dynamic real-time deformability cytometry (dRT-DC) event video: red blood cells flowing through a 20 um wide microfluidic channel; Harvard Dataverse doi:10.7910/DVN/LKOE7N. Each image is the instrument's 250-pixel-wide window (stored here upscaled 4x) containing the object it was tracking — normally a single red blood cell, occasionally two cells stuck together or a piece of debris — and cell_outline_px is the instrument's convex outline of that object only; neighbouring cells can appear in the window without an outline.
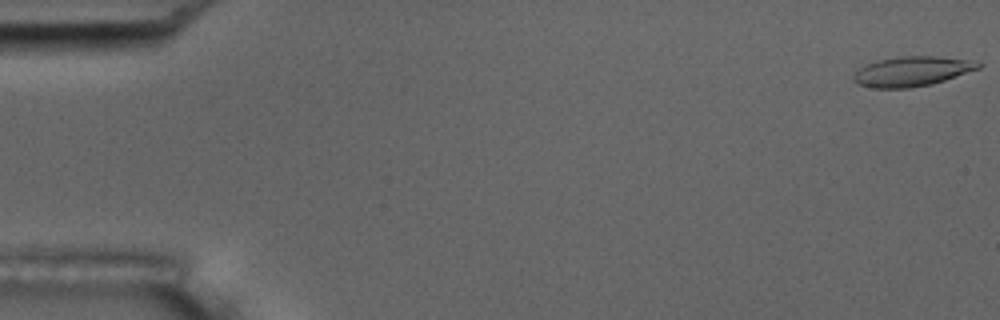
{"species": "common noctule bat (a hibernating species)", "species_latin": "Nyctalus noctula", "temperature_condition": "room temperature", "stored_images_in_passage": 5, "camera_frame_rate_fps": 3000, "um_per_image_px": 0.085, "animal": {"sex": "male", "body_mass_g": 17.5, "forearm_length_mm": 52.3}, "frame": {"image": 1, "passage_image": 1, "time_ms": 0.0, "image_size_px": [1000, 320], "cell_outline_px": [[984, 64], [980, 68], [932, 84], [908, 88], [876, 88], [856, 84], [852, 80], [852, 76], [860, 68], [876, 60], [900, 56], [936, 56], [968, 60]], "centroid_in_image_um": [77.49, 6.07], "position_along_channel_um": 7.5, "area_um2": 21.56}}
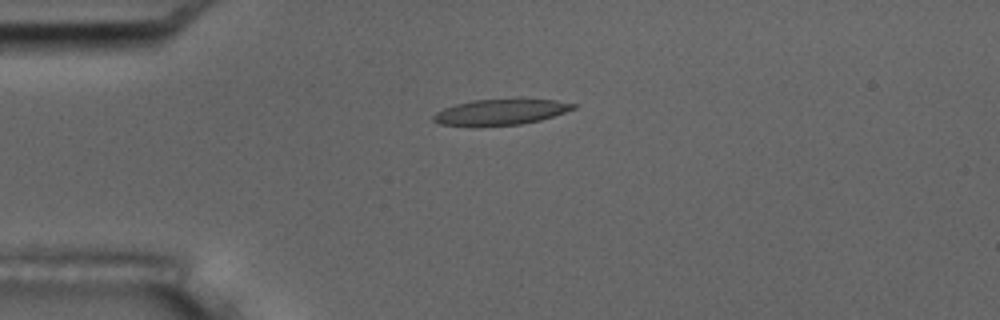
{"frame": {"image": 2, "passage_image": 4, "time_ms": 1.0, "image_size_px": [1000, 320], "cell_outline_px": [[580, 104], [576, 108], [540, 120], [520, 124], [440, 124], [432, 120], [432, 116], [436, 112], [444, 108], [456, 104], [472, 100], [516, 96], [520, 96], [556, 100]], "centroid_in_image_um": [42.67, 9.43], "position_along_channel_um": 42.3, "area_um2": 21.33}}